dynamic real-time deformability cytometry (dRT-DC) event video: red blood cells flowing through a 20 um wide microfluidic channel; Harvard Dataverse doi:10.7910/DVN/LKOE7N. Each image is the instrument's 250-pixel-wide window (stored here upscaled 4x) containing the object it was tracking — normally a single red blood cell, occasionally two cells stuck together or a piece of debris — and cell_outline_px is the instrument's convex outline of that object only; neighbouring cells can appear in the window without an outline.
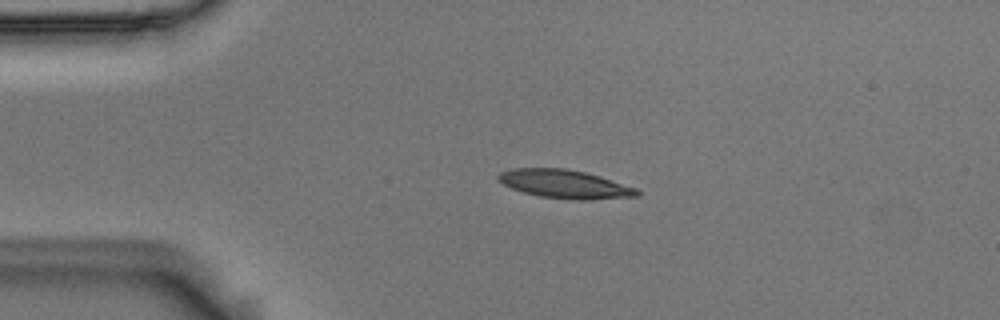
{"species": "Egyptian fruit bat (a non-hibernating species)", "species_latin": "Rousettus aegyptiacus", "temperature_condition": "room temperature", "stored_images_in_passage": 43, "camera_frame_rate_fps": 3000, "um_per_image_px": 0.085, "animal": {"sex": "male"}, "frame": {"image": 1, "passage_image": 1, "time_ms": 0.0, "image_size_px": [1000, 320], "cell_outline_px": [[640, 196], [588, 200], [576, 200], [540, 196], [524, 192], [512, 188], [504, 184], [496, 176], [500, 172], [512, 168], [564, 168], [584, 172], [600, 176], [636, 188], [640, 192]], "centroid_in_image_um": [48.03, 15.64], "position_along_channel_um": 37.0, "area_um2": 22.89}}
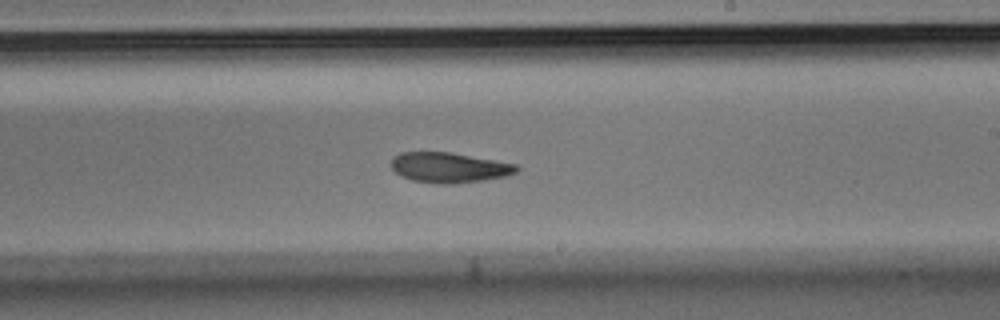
{"frame": {"image": 2, "passage_image": 21, "time_ms": 6.667, "image_size_px": [1000, 320], "cell_outline_px": [[520, 168], [516, 172], [504, 176], [480, 180], [452, 184], [440, 184], [412, 180], [400, 176], [392, 168], [392, 156], [400, 152], [448, 152], [496, 160], [516, 164]], "centroid_in_image_um": [38.14, 14.23], "position_along_channel_um": 250.9, "area_um2": 21.91}}
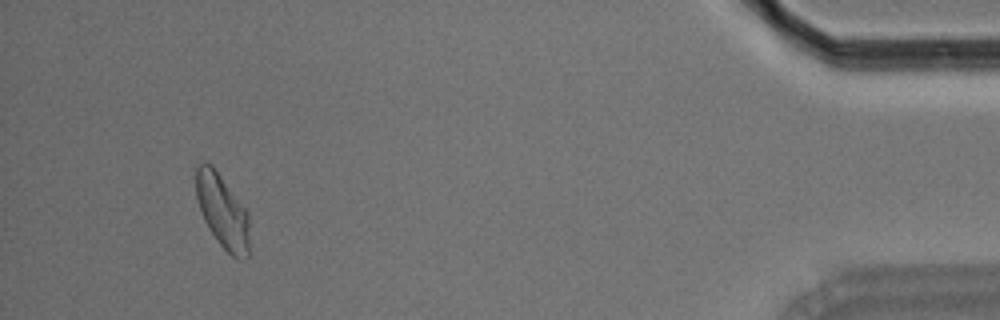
{"frame": {"image": 3, "passage_image": 40, "time_ms": 13.0, "image_size_px": [1000, 320], "cell_outline_px": [[248, 256], [232, 256], [216, 240], [208, 228], [204, 220], [196, 196], [196, 168], [200, 164], [212, 164], [248, 212]], "centroid_in_image_um": [18.89, 17.93], "position_along_channel_um": 416.3, "area_um2": 22.37}, "authors_computed_cell_mechanics": {"area_um2": 22.8888, "velocity_mm_per_s": 3.6974, "shape_relaxation_time_tau1_ms": 6.5389, "shape_relaxation_time_tau2_ms": 6.3655, "deformation_change_tau1": 0.158, "deformation_change_tau2": 0.1319}}